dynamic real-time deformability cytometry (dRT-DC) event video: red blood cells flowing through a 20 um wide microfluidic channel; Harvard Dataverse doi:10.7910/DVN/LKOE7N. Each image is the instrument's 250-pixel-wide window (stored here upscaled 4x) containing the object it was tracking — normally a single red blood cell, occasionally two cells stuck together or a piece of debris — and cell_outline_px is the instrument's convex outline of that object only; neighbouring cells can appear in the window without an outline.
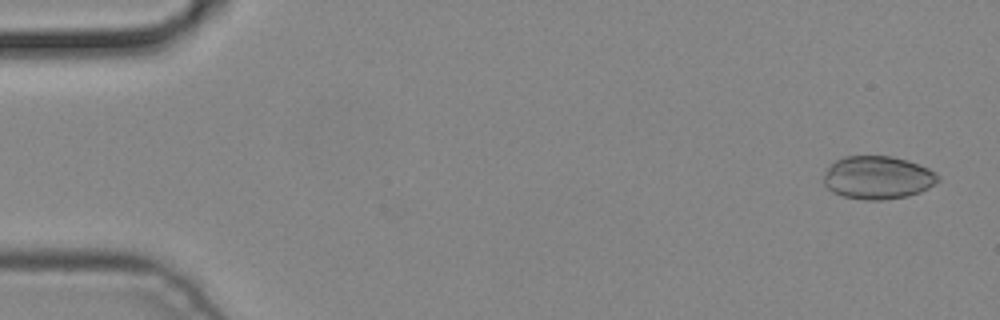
{"species": "common noctule bat (a hibernating species)", "species_latin": "Nyctalus noctula", "temperature_condition": "cold", "stored_images_in_passage": 4, "camera_frame_rate_fps": 3000, "um_per_image_px": 0.085, "animal": {"sex": "male", "body_mass_g": 19.2, "forearm_length_mm": 51.8}, "frame": {"image": 1, "passage_image": 1, "time_ms": 0.0, "image_size_px": [1000, 320], "cell_outline_px": [[940, 180], [928, 188], [920, 192], [908, 196], [880, 200], [868, 200], [844, 196], [832, 192], [824, 184], [824, 176], [828, 168], [836, 160], [844, 156], [892, 156], [908, 160], [920, 164], [936, 172], [940, 176]], "centroid_in_image_um": [74.64, 15.09], "position_along_channel_um": 10.4, "area_um2": 28.73}}